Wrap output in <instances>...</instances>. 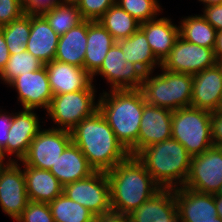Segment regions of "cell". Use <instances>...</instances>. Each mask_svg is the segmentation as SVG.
I'll list each match as a JSON object with an SVG mask.
<instances>
[{"instance_id":"obj_38","label":"cell","mask_w":222,"mask_h":222,"mask_svg":"<svg viewBox=\"0 0 222 222\" xmlns=\"http://www.w3.org/2000/svg\"><path fill=\"white\" fill-rule=\"evenodd\" d=\"M58 4V0H25L24 11L27 14H41Z\"/></svg>"},{"instance_id":"obj_13","label":"cell","mask_w":222,"mask_h":222,"mask_svg":"<svg viewBox=\"0 0 222 222\" xmlns=\"http://www.w3.org/2000/svg\"><path fill=\"white\" fill-rule=\"evenodd\" d=\"M71 142L70 131L42 128L30 143L28 152L21 161L27 166L50 170Z\"/></svg>"},{"instance_id":"obj_48","label":"cell","mask_w":222,"mask_h":222,"mask_svg":"<svg viewBox=\"0 0 222 222\" xmlns=\"http://www.w3.org/2000/svg\"><path fill=\"white\" fill-rule=\"evenodd\" d=\"M7 163V160L4 159L2 151L0 150V165Z\"/></svg>"},{"instance_id":"obj_30","label":"cell","mask_w":222,"mask_h":222,"mask_svg":"<svg viewBox=\"0 0 222 222\" xmlns=\"http://www.w3.org/2000/svg\"><path fill=\"white\" fill-rule=\"evenodd\" d=\"M54 222H94L95 215L81 204L61 194L49 203Z\"/></svg>"},{"instance_id":"obj_34","label":"cell","mask_w":222,"mask_h":222,"mask_svg":"<svg viewBox=\"0 0 222 222\" xmlns=\"http://www.w3.org/2000/svg\"><path fill=\"white\" fill-rule=\"evenodd\" d=\"M159 2L160 0H116V4L140 24L154 20L163 13V6Z\"/></svg>"},{"instance_id":"obj_45","label":"cell","mask_w":222,"mask_h":222,"mask_svg":"<svg viewBox=\"0 0 222 222\" xmlns=\"http://www.w3.org/2000/svg\"><path fill=\"white\" fill-rule=\"evenodd\" d=\"M214 203L217 209V214L222 219V196L214 195Z\"/></svg>"},{"instance_id":"obj_28","label":"cell","mask_w":222,"mask_h":222,"mask_svg":"<svg viewBox=\"0 0 222 222\" xmlns=\"http://www.w3.org/2000/svg\"><path fill=\"white\" fill-rule=\"evenodd\" d=\"M179 36L184 40L207 48H214L217 30L201 15L181 17Z\"/></svg>"},{"instance_id":"obj_29","label":"cell","mask_w":222,"mask_h":222,"mask_svg":"<svg viewBox=\"0 0 222 222\" xmlns=\"http://www.w3.org/2000/svg\"><path fill=\"white\" fill-rule=\"evenodd\" d=\"M98 21L116 41L130 37L140 27V23L116 3Z\"/></svg>"},{"instance_id":"obj_46","label":"cell","mask_w":222,"mask_h":222,"mask_svg":"<svg viewBox=\"0 0 222 222\" xmlns=\"http://www.w3.org/2000/svg\"><path fill=\"white\" fill-rule=\"evenodd\" d=\"M199 3L203 4V7H209L212 5L222 4V0H198Z\"/></svg>"},{"instance_id":"obj_39","label":"cell","mask_w":222,"mask_h":222,"mask_svg":"<svg viewBox=\"0 0 222 222\" xmlns=\"http://www.w3.org/2000/svg\"><path fill=\"white\" fill-rule=\"evenodd\" d=\"M201 15L218 31L222 30V4L202 8Z\"/></svg>"},{"instance_id":"obj_12","label":"cell","mask_w":222,"mask_h":222,"mask_svg":"<svg viewBox=\"0 0 222 222\" xmlns=\"http://www.w3.org/2000/svg\"><path fill=\"white\" fill-rule=\"evenodd\" d=\"M216 64L212 48L190 43L179 36L161 67L174 73L194 75Z\"/></svg>"},{"instance_id":"obj_24","label":"cell","mask_w":222,"mask_h":222,"mask_svg":"<svg viewBox=\"0 0 222 222\" xmlns=\"http://www.w3.org/2000/svg\"><path fill=\"white\" fill-rule=\"evenodd\" d=\"M29 201L50 203L63 193V185L49 171L25 165L22 161Z\"/></svg>"},{"instance_id":"obj_25","label":"cell","mask_w":222,"mask_h":222,"mask_svg":"<svg viewBox=\"0 0 222 222\" xmlns=\"http://www.w3.org/2000/svg\"><path fill=\"white\" fill-rule=\"evenodd\" d=\"M116 43L99 21L87 20V48L83 68L92 76L102 65L109 49Z\"/></svg>"},{"instance_id":"obj_18","label":"cell","mask_w":222,"mask_h":222,"mask_svg":"<svg viewBox=\"0 0 222 222\" xmlns=\"http://www.w3.org/2000/svg\"><path fill=\"white\" fill-rule=\"evenodd\" d=\"M44 65L53 95L98 89L92 81V76L82 67L56 60Z\"/></svg>"},{"instance_id":"obj_31","label":"cell","mask_w":222,"mask_h":222,"mask_svg":"<svg viewBox=\"0 0 222 222\" xmlns=\"http://www.w3.org/2000/svg\"><path fill=\"white\" fill-rule=\"evenodd\" d=\"M41 15L59 36L84 21L76 4L60 3L42 12Z\"/></svg>"},{"instance_id":"obj_50","label":"cell","mask_w":222,"mask_h":222,"mask_svg":"<svg viewBox=\"0 0 222 222\" xmlns=\"http://www.w3.org/2000/svg\"><path fill=\"white\" fill-rule=\"evenodd\" d=\"M218 222H222V219L218 216Z\"/></svg>"},{"instance_id":"obj_1","label":"cell","mask_w":222,"mask_h":222,"mask_svg":"<svg viewBox=\"0 0 222 222\" xmlns=\"http://www.w3.org/2000/svg\"><path fill=\"white\" fill-rule=\"evenodd\" d=\"M99 94L98 109L130 155L138 154V134L146 104L140 89L108 90Z\"/></svg>"},{"instance_id":"obj_11","label":"cell","mask_w":222,"mask_h":222,"mask_svg":"<svg viewBox=\"0 0 222 222\" xmlns=\"http://www.w3.org/2000/svg\"><path fill=\"white\" fill-rule=\"evenodd\" d=\"M37 115L35 109L13 111L7 143L1 150L7 162H19L26 156L30 143L42 129L41 126H44V124L40 125V123H43L41 120L43 119L46 123L45 118L40 119Z\"/></svg>"},{"instance_id":"obj_4","label":"cell","mask_w":222,"mask_h":222,"mask_svg":"<svg viewBox=\"0 0 222 222\" xmlns=\"http://www.w3.org/2000/svg\"><path fill=\"white\" fill-rule=\"evenodd\" d=\"M136 156L161 188L174 189L184 186L192 156L175 139L149 145Z\"/></svg>"},{"instance_id":"obj_23","label":"cell","mask_w":222,"mask_h":222,"mask_svg":"<svg viewBox=\"0 0 222 222\" xmlns=\"http://www.w3.org/2000/svg\"><path fill=\"white\" fill-rule=\"evenodd\" d=\"M65 186L89 177L95 170L76 144L71 142L49 170Z\"/></svg>"},{"instance_id":"obj_42","label":"cell","mask_w":222,"mask_h":222,"mask_svg":"<svg viewBox=\"0 0 222 222\" xmlns=\"http://www.w3.org/2000/svg\"><path fill=\"white\" fill-rule=\"evenodd\" d=\"M94 222H129V219L128 216L110 212L107 214L95 216Z\"/></svg>"},{"instance_id":"obj_32","label":"cell","mask_w":222,"mask_h":222,"mask_svg":"<svg viewBox=\"0 0 222 222\" xmlns=\"http://www.w3.org/2000/svg\"><path fill=\"white\" fill-rule=\"evenodd\" d=\"M10 55L26 51L31 30V14L24 13L20 18L1 26Z\"/></svg>"},{"instance_id":"obj_2","label":"cell","mask_w":222,"mask_h":222,"mask_svg":"<svg viewBox=\"0 0 222 222\" xmlns=\"http://www.w3.org/2000/svg\"><path fill=\"white\" fill-rule=\"evenodd\" d=\"M70 133L72 142L78 146L95 171L108 172L130 155L117 140L99 109Z\"/></svg>"},{"instance_id":"obj_35","label":"cell","mask_w":222,"mask_h":222,"mask_svg":"<svg viewBox=\"0 0 222 222\" xmlns=\"http://www.w3.org/2000/svg\"><path fill=\"white\" fill-rule=\"evenodd\" d=\"M116 0H77L76 5L84 20L98 21Z\"/></svg>"},{"instance_id":"obj_19","label":"cell","mask_w":222,"mask_h":222,"mask_svg":"<svg viewBox=\"0 0 222 222\" xmlns=\"http://www.w3.org/2000/svg\"><path fill=\"white\" fill-rule=\"evenodd\" d=\"M172 112L147 103L144 105L138 134V153L149 145L171 138Z\"/></svg>"},{"instance_id":"obj_22","label":"cell","mask_w":222,"mask_h":222,"mask_svg":"<svg viewBox=\"0 0 222 222\" xmlns=\"http://www.w3.org/2000/svg\"><path fill=\"white\" fill-rule=\"evenodd\" d=\"M59 37L41 14H31V30L26 44L29 53L43 64L53 61Z\"/></svg>"},{"instance_id":"obj_14","label":"cell","mask_w":222,"mask_h":222,"mask_svg":"<svg viewBox=\"0 0 222 222\" xmlns=\"http://www.w3.org/2000/svg\"><path fill=\"white\" fill-rule=\"evenodd\" d=\"M29 203L24 170L18 162L0 165V208L15 220Z\"/></svg>"},{"instance_id":"obj_41","label":"cell","mask_w":222,"mask_h":222,"mask_svg":"<svg viewBox=\"0 0 222 222\" xmlns=\"http://www.w3.org/2000/svg\"><path fill=\"white\" fill-rule=\"evenodd\" d=\"M13 112L2 110L0 108V150H2L7 143L8 133L12 122Z\"/></svg>"},{"instance_id":"obj_7","label":"cell","mask_w":222,"mask_h":222,"mask_svg":"<svg viewBox=\"0 0 222 222\" xmlns=\"http://www.w3.org/2000/svg\"><path fill=\"white\" fill-rule=\"evenodd\" d=\"M96 93L97 90H81L54 95L45 116L55 124L50 128L72 131L98 110L99 93Z\"/></svg>"},{"instance_id":"obj_26","label":"cell","mask_w":222,"mask_h":222,"mask_svg":"<svg viewBox=\"0 0 222 222\" xmlns=\"http://www.w3.org/2000/svg\"><path fill=\"white\" fill-rule=\"evenodd\" d=\"M87 48V20L59 37L54 60L83 68Z\"/></svg>"},{"instance_id":"obj_37","label":"cell","mask_w":222,"mask_h":222,"mask_svg":"<svg viewBox=\"0 0 222 222\" xmlns=\"http://www.w3.org/2000/svg\"><path fill=\"white\" fill-rule=\"evenodd\" d=\"M24 13L22 0H0V27L20 18Z\"/></svg>"},{"instance_id":"obj_17","label":"cell","mask_w":222,"mask_h":222,"mask_svg":"<svg viewBox=\"0 0 222 222\" xmlns=\"http://www.w3.org/2000/svg\"><path fill=\"white\" fill-rule=\"evenodd\" d=\"M221 100L222 67L219 63L193 75L192 107L212 113L220 110Z\"/></svg>"},{"instance_id":"obj_21","label":"cell","mask_w":222,"mask_h":222,"mask_svg":"<svg viewBox=\"0 0 222 222\" xmlns=\"http://www.w3.org/2000/svg\"><path fill=\"white\" fill-rule=\"evenodd\" d=\"M171 17H158L140 24L139 29L146 39L155 57L162 63L169 55L179 37V25Z\"/></svg>"},{"instance_id":"obj_49","label":"cell","mask_w":222,"mask_h":222,"mask_svg":"<svg viewBox=\"0 0 222 222\" xmlns=\"http://www.w3.org/2000/svg\"><path fill=\"white\" fill-rule=\"evenodd\" d=\"M214 195H221L222 196V185H221L220 189L217 191V193H215Z\"/></svg>"},{"instance_id":"obj_3","label":"cell","mask_w":222,"mask_h":222,"mask_svg":"<svg viewBox=\"0 0 222 222\" xmlns=\"http://www.w3.org/2000/svg\"><path fill=\"white\" fill-rule=\"evenodd\" d=\"M106 173L111 209L118 214L128 216L161 189L137 156L129 155Z\"/></svg>"},{"instance_id":"obj_6","label":"cell","mask_w":222,"mask_h":222,"mask_svg":"<svg viewBox=\"0 0 222 222\" xmlns=\"http://www.w3.org/2000/svg\"><path fill=\"white\" fill-rule=\"evenodd\" d=\"M171 138L182 144L193 157L213 146L211 112L183 107L172 112Z\"/></svg>"},{"instance_id":"obj_20","label":"cell","mask_w":222,"mask_h":222,"mask_svg":"<svg viewBox=\"0 0 222 222\" xmlns=\"http://www.w3.org/2000/svg\"><path fill=\"white\" fill-rule=\"evenodd\" d=\"M129 222H180L175 193L172 188H161L128 215Z\"/></svg>"},{"instance_id":"obj_9","label":"cell","mask_w":222,"mask_h":222,"mask_svg":"<svg viewBox=\"0 0 222 222\" xmlns=\"http://www.w3.org/2000/svg\"><path fill=\"white\" fill-rule=\"evenodd\" d=\"M106 80L110 90L141 89L146 73L134 63L125 60L121 48L115 43L106 54L101 67L92 75Z\"/></svg>"},{"instance_id":"obj_5","label":"cell","mask_w":222,"mask_h":222,"mask_svg":"<svg viewBox=\"0 0 222 222\" xmlns=\"http://www.w3.org/2000/svg\"><path fill=\"white\" fill-rule=\"evenodd\" d=\"M157 73H147L141 91L145 102L171 111L191 106L193 75L174 73L160 66Z\"/></svg>"},{"instance_id":"obj_40","label":"cell","mask_w":222,"mask_h":222,"mask_svg":"<svg viewBox=\"0 0 222 222\" xmlns=\"http://www.w3.org/2000/svg\"><path fill=\"white\" fill-rule=\"evenodd\" d=\"M213 146L222 147V110L211 113Z\"/></svg>"},{"instance_id":"obj_43","label":"cell","mask_w":222,"mask_h":222,"mask_svg":"<svg viewBox=\"0 0 222 222\" xmlns=\"http://www.w3.org/2000/svg\"><path fill=\"white\" fill-rule=\"evenodd\" d=\"M9 58V49L7 48L3 31L0 29V73L6 67Z\"/></svg>"},{"instance_id":"obj_47","label":"cell","mask_w":222,"mask_h":222,"mask_svg":"<svg viewBox=\"0 0 222 222\" xmlns=\"http://www.w3.org/2000/svg\"><path fill=\"white\" fill-rule=\"evenodd\" d=\"M77 0H58L59 4L60 3H65V4H75Z\"/></svg>"},{"instance_id":"obj_44","label":"cell","mask_w":222,"mask_h":222,"mask_svg":"<svg viewBox=\"0 0 222 222\" xmlns=\"http://www.w3.org/2000/svg\"><path fill=\"white\" fill-rule=\"evenodd\" d=\"M213 50L217 63H219L220 61H222V30L216 33L215 45Z\"/></svg>"},{"instance_id":"obj_36","label":"cell","mask_w":222,"mask_h":222,"mask_svg":"<svg viewBox=\"0 0 222 222\" xmlns=\"http://www.w3.org/2000/svg\"><path fill=\"white\" fill-rule=\"evenodd\" d=\"M16 222H54L48 203L29 201Z\"/></svg>"},{"instance_id":"obj_33","label":"cell","mask_w":222,"mask_h":222,"mask_svg":"<svg viewBox=\"0 0 222 222\" xmlns=\"http://www.w3.org/2000/svg\"><path fill=\"white\" fill-rule=\"evenodd\" d=\"M44 66L38 58L33 56L27 50L10 55L6 67L0 73L1 84L7 87L21 74L34 72Z\"/></svg>"},{"instance_id":"obj_8","label":"cell","mask_w":222,"mask_h":222,"mask_svg":"<svg viewBox=\"0 0 222 222\" xmlns=\"http://www.w3.org/2000/svg\"><path fill=\"white\" fill-rule=\"evenodd\" d=\"M63 194L91 211L95 216L112 212L109 178L95 171L89 177L63 186Z\"/></svg>"},{"instance_id":"obj_10","label":"cell","mask_w":222,"mask_h":222,"mask_svg":"<svg viewBox=\"0 0 222 222\" xmlns=\"http://www.w3.org/2000/svg\"><path fill=\"white\" fill-rule=\"evenodd\" d=\"M222 185V147L212 146L191 158L183 187L199 193L215 194Z\"/></svg>"},{"instance_id":"obj_27","label":"cell","mask_w":222,"mask_h":222,"mask_svg":"<svg viewBox=\"0 0 222 222\" xmlns=\"http://www.w3.org/2000/svg\"><path fill=\"white\" fill-rule=\"evenodd\" d=\"M126 61L134 63L146 74L160 68L161 62L153 54L145 34L138 29L130 37L116 41Z\"/></svg>"},{"instance_id":"obj_15","label":"cell","mask_w":222,"mask_h":222,"mask_svg":"<svg viewBox=\"0 0 222 222\" xmlns=\"http://www.w3.org/2000/svg\"><path fill=\"white\" fill-rule=\"evenodd\" d=\"M8 87L17 92V101L22 109L47 110L53 94L45 65L34 72L18 76Z\"/></svg>"},{"instance_id":"obj_16","label":"cell","mask_w":222,"mask_h":222,"mask_svg":"<svg viewBox=\"0 0 222 222\" xmlns=\"http://www.w3.org/2000/svg\"><path fill=\"white\" fill-rule=\"evenodd\" d=\"M180 222H218L214 194L199 193L186 187L174 188Z\"/></svg>"}]
</instances>
